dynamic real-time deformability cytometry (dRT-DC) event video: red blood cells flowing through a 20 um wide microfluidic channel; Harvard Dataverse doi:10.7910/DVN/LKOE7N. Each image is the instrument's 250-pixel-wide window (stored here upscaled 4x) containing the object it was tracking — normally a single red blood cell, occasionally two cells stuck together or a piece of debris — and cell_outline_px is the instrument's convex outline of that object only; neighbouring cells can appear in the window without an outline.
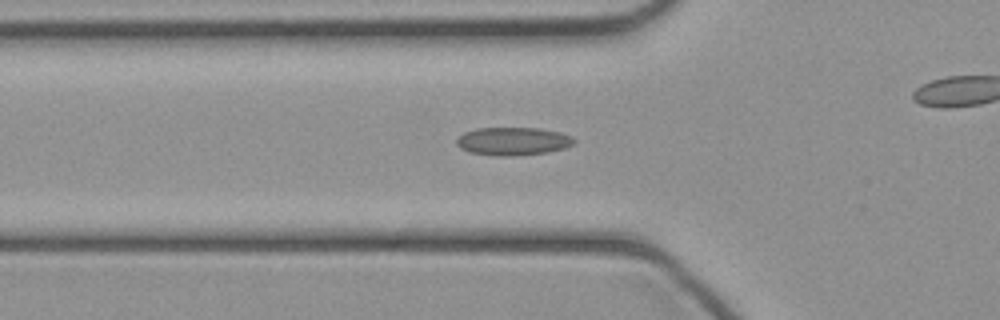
{"species": "common noctule bat (a hibernating species)", "species_latin": "Nyctalus noctula", "temperature_condition": "cold", "stored_images_in_passage": 25, "camera_frame_rate_fps": 3000, "um_per_image_px": 0.085, "animal": {"sex": "female", "body_mass_g": 21.9}, "frame": {"image": 1, "passage_image": 4, "time_ms": 1.0, "image_size_px": [1000, 320], "cell_outline_px": [[576, 140], [572, 144], [564, 148], [548, 152], [512, 156], [492, 156], [468, 152], [460, 148], [456, 144], [456, 140], [464, 132], [476, 128], [540, 128], [560, 132], [572, 136]], "centroid_in_image_um": [43.58, 12.01], "position_along_channel_um": 82.2, "area_um2": 19.36}}
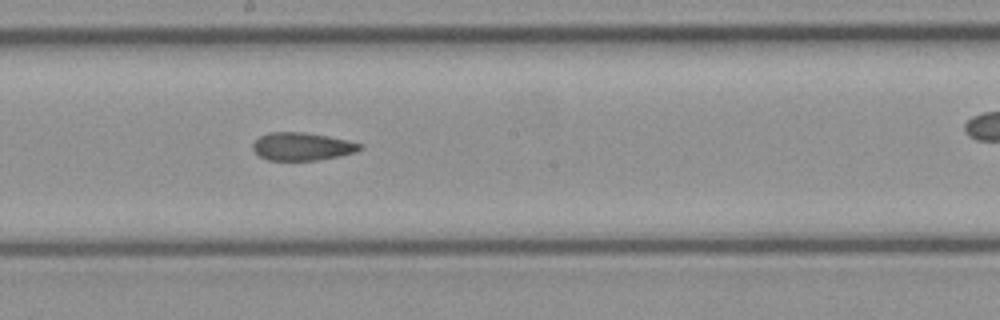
{"frame": {"image": 2, "passage_image": 13, "time_ms": 4.0, "image_size_px": [1000, 320], "cell_outline_px": [[364, 148], [356, 152], [340, 156], [316, 160], [268, 160], [260, 156], [252, 148], [252, 144], [260, 136], [268, 132], [304, 132], [328, 136], [348, 140], [364, 144]], "centroid_in_image_um": [25.72, 12.44], "position_along_channel_um": 222.5, "area_um2": 17.51}}
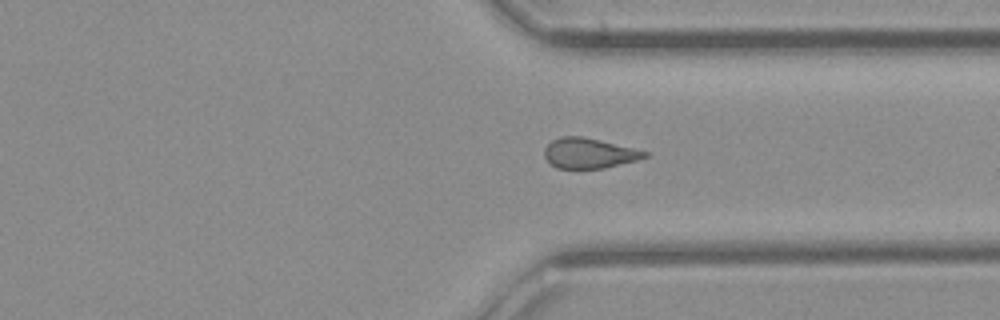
{"frame": {"image": 3, "passage_image": 22, "time_ms": 7.0, "image_size_px": [1000, 320], "cell_outline_px": [[648, 156], [636, 160], [604, 168], [556, 168], [544, 156], [544, 148], [552, 140], [560, 136], [580, 136], [600, 140], [648, 152]], "centroid_in_image_um": [50.03, 13.01], "position_along_channel_um": 361.4, "area_um2": 17.4}}